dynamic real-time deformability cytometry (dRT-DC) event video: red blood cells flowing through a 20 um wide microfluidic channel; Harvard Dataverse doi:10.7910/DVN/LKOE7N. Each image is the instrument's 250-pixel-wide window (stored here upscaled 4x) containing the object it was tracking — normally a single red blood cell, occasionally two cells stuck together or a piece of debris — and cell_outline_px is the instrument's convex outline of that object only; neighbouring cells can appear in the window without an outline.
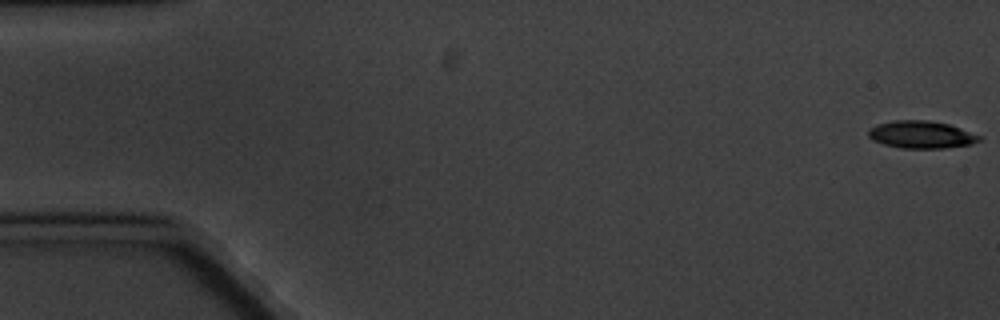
{"species": "common noctule bat (a hibernating species)", "species_latin": "Nyctalus noctula", "temperature_condition": "cold", "stored_images_in_passage": 6, "camera_frame_rate_fps": 3000, "um_per_image_px": 0.085, "animal": {"sex": "male", "body_mass_g": 20.1, "forearm_length_mm": 53.5}, "frame": {"image": 1, "passage_image": 1, "time_ms": 0.0, "image_size_px": [1000, 320], "cell_outline_px": [[984, 136], [980, 140], [972, 144], [944, 148], [900, 148], [884, 144], [872, 140], [868, 136], [868, 128], [880, 124], [896, 120], [928, 120], [948, 124]], "centroid_in_image_um": [78.33, 11.44], "position_along_channel_um": 6.7, "area_um2": 17.74}}
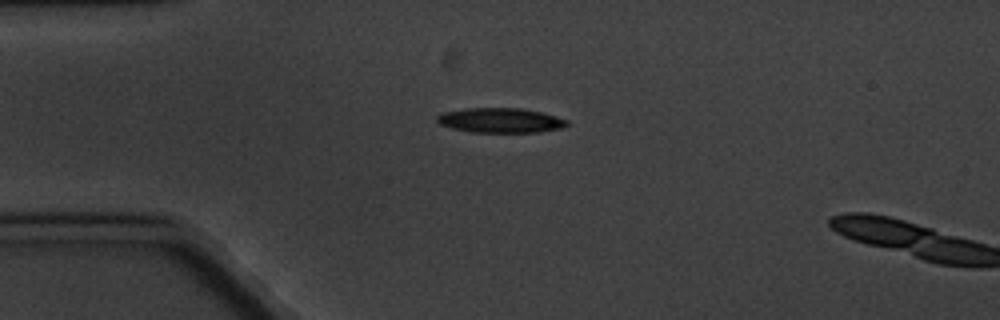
{"frame": {"image": 2, "passage_image": 5, "time_ms": 4.667, "image_size_px": [1000, 320], "cell_outline_px": [[568, 124], [560, 128], [540, 132], [472, 132], [452, 128], [440, 124], [436, 120], [436, 116], [444, 112], [464, 108], [524, 108], [556, 116], [568, 120]], "centroid_in_image_um": [42.53, 10.22], "position_along_channel_um": 42.5, "area_um2": 18.73}}